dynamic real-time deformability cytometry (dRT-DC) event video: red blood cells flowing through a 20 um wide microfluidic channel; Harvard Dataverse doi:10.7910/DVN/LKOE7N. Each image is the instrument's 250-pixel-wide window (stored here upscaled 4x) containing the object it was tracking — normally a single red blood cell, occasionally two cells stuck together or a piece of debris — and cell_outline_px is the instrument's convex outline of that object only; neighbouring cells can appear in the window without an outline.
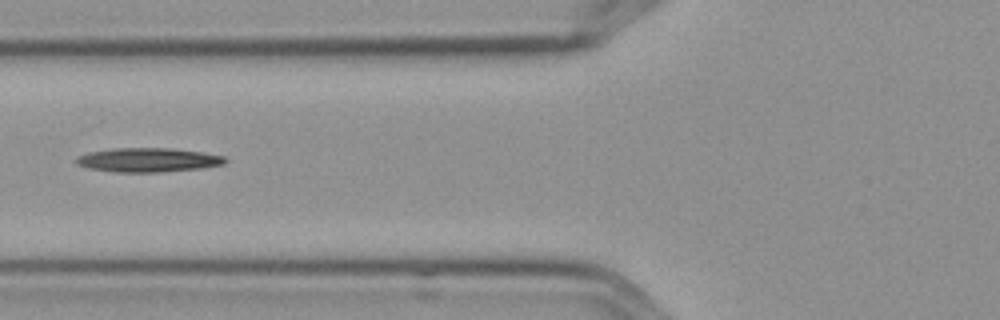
{"species": "Egyptian fruit bat (a non-hibernating species)", "species_latin": "Rousettus aegyptiacus", "temperature_condition": "cold", "stored_images_in_passage": 6, "camera_frame_rate_fps": 3000, "um_per_image_px": 0.085, "frame": {"image": 1, "passage_image": 2, "time_ms": 0.333, "image_size_px": [1000, 320], "cell_outline_px": [[228, 160], [224, 164], [204, 168], [160, 172], [116, 172], [88, 168], [76, 164], [76, 160], [80, 156], [88, 152], [112, 148], [172, 148], [200, 152], [224, 156]], "centroid_in_image_um": [12.61, 13.6], "position_along_channel_um": 113.2, "area_um2": 20.92}}
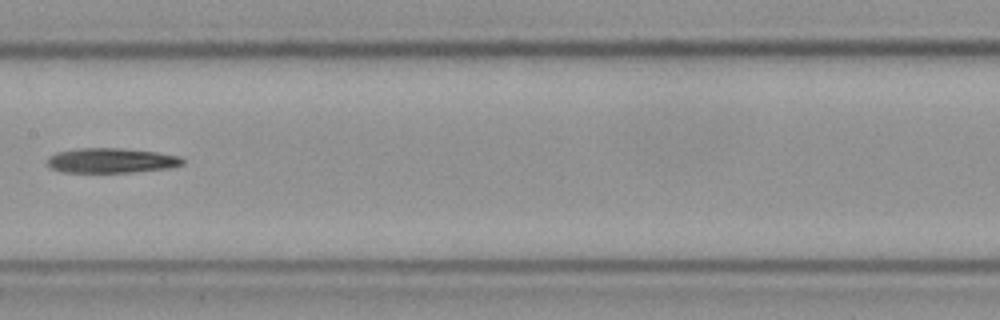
{"frame": {"image": 2, "passage_image": 4, "time_ms": 1.0, "image_size_px": [1000, 320], "cell_outline_px": [[184, 164], [164, 168], [128, 172], [64, 172], [52, 168], [48, 164], [48, 156], [56, 152], [76, 148], [120, 148], [156, 152], [180, 156], [184, 160]], "centroid_in_image_um": [9.42, 13.63], "position_along_channel_um": 198.0, "area_um2": 19.36}}
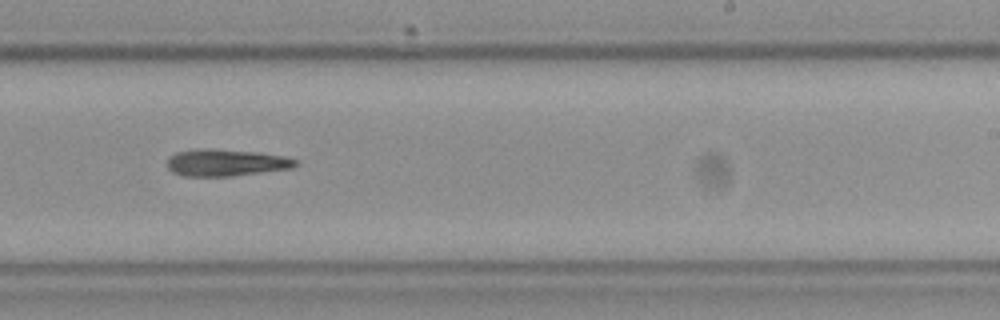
{"frame": {"image": 3, "passage_image": 6, "time_ms": 1.667, "image_size_px": [1000, 320], "cell_outline_px": [[300, 164], [292, 168], [232, 176], [184, 176], [172, 172], [168, 168], [168, 160], [176, 152], [196, 148], [208, 148], [256, 152], [284, 156], [296, 160]], "centroid_in_image_um": [19.21, 13.82], "position_along_channel_um": 269.8, "area_um2": 20.11}}